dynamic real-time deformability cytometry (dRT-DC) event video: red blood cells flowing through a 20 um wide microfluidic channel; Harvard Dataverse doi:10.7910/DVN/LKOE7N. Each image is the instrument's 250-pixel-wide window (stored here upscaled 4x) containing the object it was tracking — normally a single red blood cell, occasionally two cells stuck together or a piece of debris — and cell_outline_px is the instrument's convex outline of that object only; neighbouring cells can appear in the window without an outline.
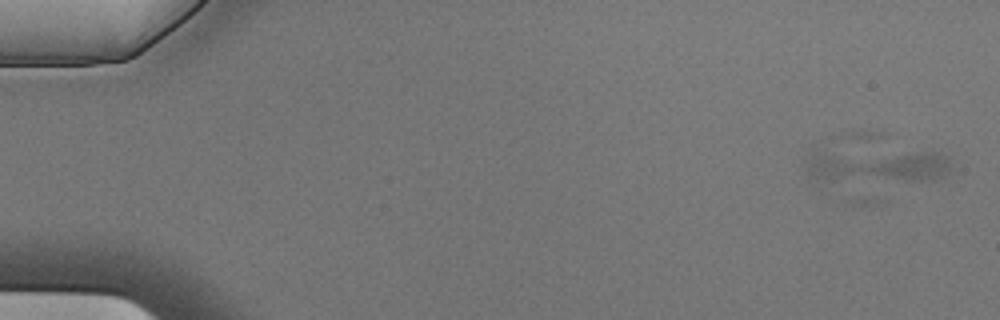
{"species": "Egyptian fruit bat (a non-hibernating species)", "species_latin": "Rousettus aegyptiacus", "temperature_condition": "cold", "stored_images_in_passage": 6, "camera_frame_rate_fps": 3000, "um_per_image_px": 0.085, "animal": {"sex": "male"}, "frame": {"image": 1, "passage_image": 2, "time_ms": 0.333, "image_size_px": [1000, 320], "cell_outline_px": [[952, 168], [944, 176], [936, 180], [808, 180], [804, 168], [808, 148], [932, 148], [952, 156]], "centroid_in_image_um": [74.51, 13.94], "position_along_channel_um": 10.5, "area_um2": 32.6}}